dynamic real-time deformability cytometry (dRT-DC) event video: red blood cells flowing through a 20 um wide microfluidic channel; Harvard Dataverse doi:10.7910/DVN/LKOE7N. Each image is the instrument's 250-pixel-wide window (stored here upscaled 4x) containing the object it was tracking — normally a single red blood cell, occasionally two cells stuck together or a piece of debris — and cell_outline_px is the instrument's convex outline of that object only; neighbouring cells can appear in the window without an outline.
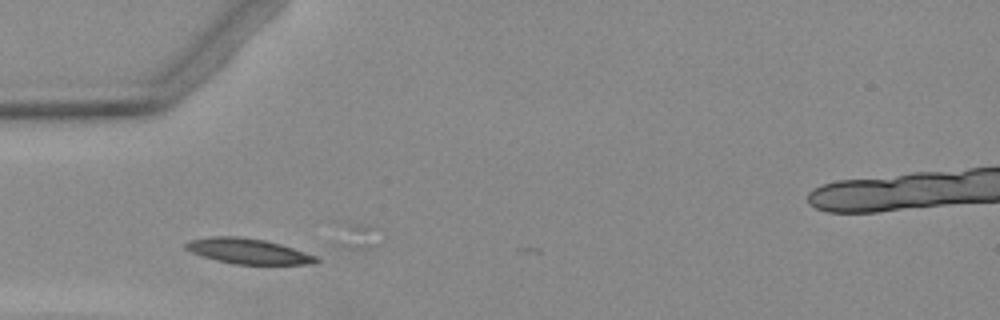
{"species": "Egyptian fruit bat (a non-hibernating species)", "species_latin": "Rousettus aegyptiacus", "temperature_condition": "warm", "stored_images_in_passage": 3, "camera_frame_rate_fps": 3000, "um_per_image_px": 0.085, "animal": {"sex": "female"}, "frame": {"image": 1, "passage_image": 1, "time_ms": 0.0, "image_size_px": [1000, 320], "cell_outline_px": [[320, 260], [316, 264], [236, 264], [216, 260], [192, 252], [184, 248], [184, 244], [188, 240], [212, 236], [240, 236], [264, 240], [280, 244], [316, 256]], "centroid_in_image_um": [21.07, 21.34], "position_along_channel_um": 63.9, "area_um2": 19.13}}
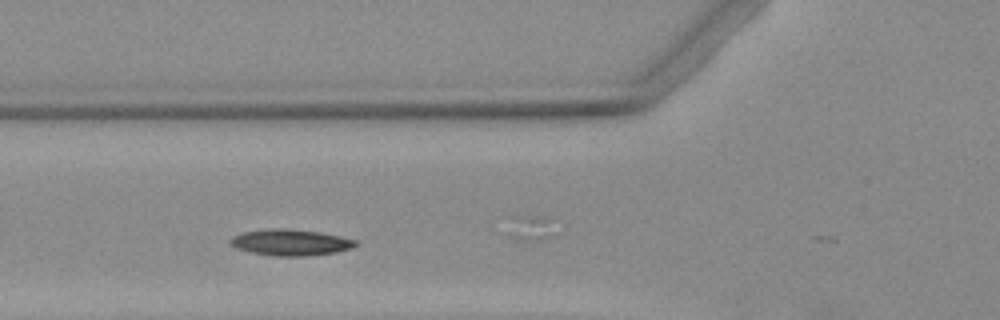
{"frame": {"image": 2, "passage_image": 2, "time_ms": 1.0, "image_size_px": [1000, 320], "cell_outline_px": [[356, 244], [352, 248], [336, 252], [308, 256], [276, 256], [252, 252], [236, 248], [228, 244], [228, 240], [232, 236], [244, 232], [272, 228], [284, 228], [320, 232], [340, 236], [356, 240]], "centroid_in_image_um": [24.67, 20.6], "position_along_channel_um": 101.1, "area_um2": 19.13}}
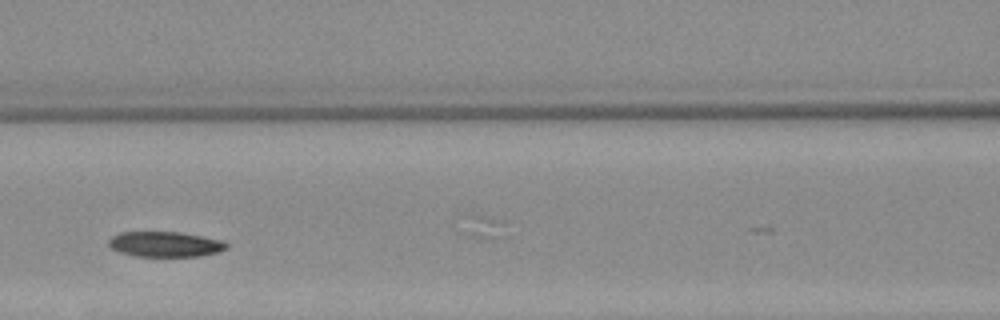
{"frame": {"image": 3, "passage_image": 3, "time_ms": 2.333, "image_size_px": [1000, 320], "cell_outline_px": [[228, 248], [220, 252], [200, 256], [136, 256], [120, 252], [112, 248], [108, 244], [108, 240], [112, 236], [120, 232], [180, 232], [220, 240], [228, 244]], "centroid_in_image_um": [14.04, 20.76], "position_along_channel_um": 152.6, "area_um2": 17.28}}